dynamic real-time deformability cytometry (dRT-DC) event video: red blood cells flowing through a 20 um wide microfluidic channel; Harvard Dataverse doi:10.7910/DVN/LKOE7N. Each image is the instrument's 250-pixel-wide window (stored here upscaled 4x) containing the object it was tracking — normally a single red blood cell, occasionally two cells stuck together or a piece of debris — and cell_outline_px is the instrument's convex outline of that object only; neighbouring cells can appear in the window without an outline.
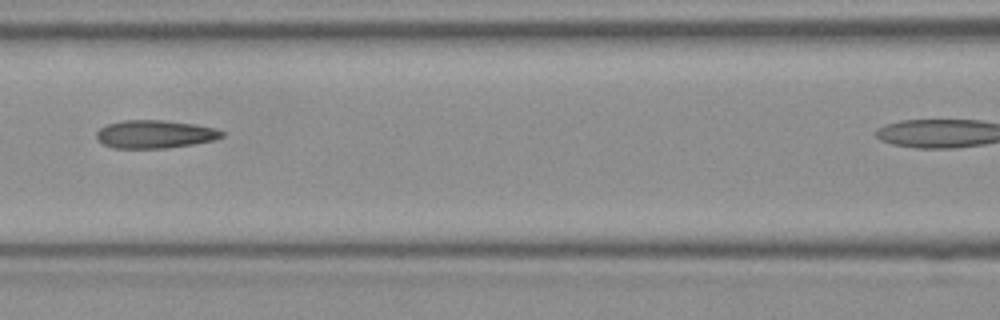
{"species": "Egyptian fruit bat (a non-hibernating species)", "species_latin": "Rousettus aegyptiacus", "temperature_condition": "room temperature", "stored_images_in_passage": 11, "camera_frame_rate_fps": 3000, "um_per_image_px": 0.085, "frame": {"image": 1, "passage_image": 5, "time_ms": 1.333, "image_size_px": [1000, 320], "cell_outline_px": [[224, 136], [216, 140], [192, 144], [164, 148], [112, 148], [104, 144], [96, 136], [96, 132], [100, 128], [108, 124], [124, 120], [164, 120], [196, 124], [216, 128], [224, 132]], "centroid_in_image_um": [13.2, 11.4], "position_along_channel_um": 153.4, "area_um2": 20.52}}
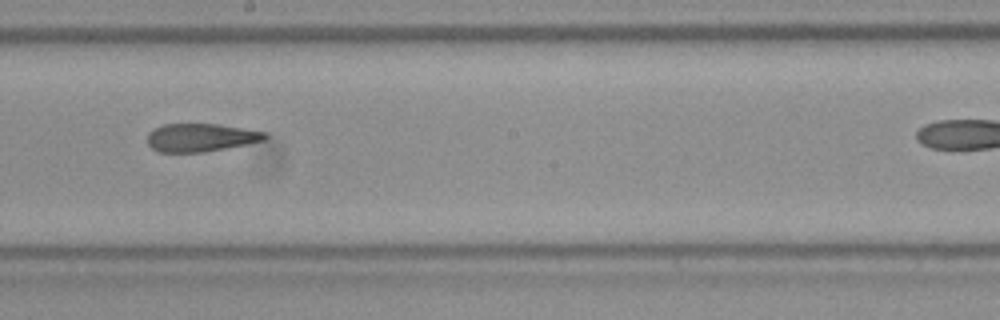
{"frame": {"image": 2, "passage_image": 7, "time_ms": 2.0, "image_size_px": [1000, 320], "cell_outline_px": [[268, 136], [264, 140], [204, 152], [156, 152], [148, 144], [148, 132], [152, 128], [164, 124], [220, 124], [264, 132]], "centroid_in_image_um": [17.0, 11.68], "position_along_channel_um": 231.2, "area_um2": 19.13}}